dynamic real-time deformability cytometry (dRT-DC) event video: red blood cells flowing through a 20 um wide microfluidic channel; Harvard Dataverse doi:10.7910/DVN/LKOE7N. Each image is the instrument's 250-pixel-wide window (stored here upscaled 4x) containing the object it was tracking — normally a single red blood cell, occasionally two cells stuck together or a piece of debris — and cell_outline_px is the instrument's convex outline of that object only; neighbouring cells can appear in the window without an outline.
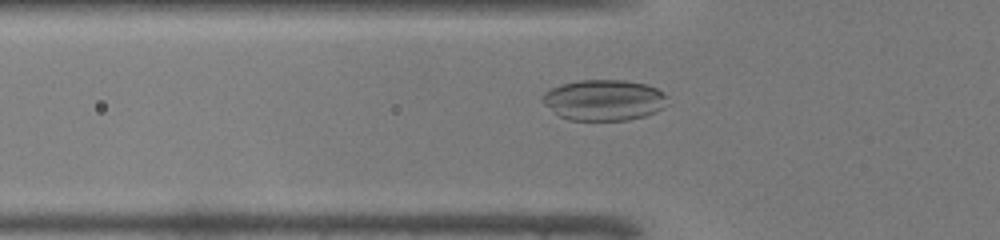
{"species": "common noctule bat (a hibernating species)", "species_latin": "Nyctalus noctula", "temperature_condition": "warm", "stored_images_in_passage": 36, "camera_frame_rate_fps": 3000, "um_per_image_px": 0.085, "animal": {"sex": "male", "body_mass_g": 19.0, "forearm_length_mm": 50.8}, "frame": {"image": 1, "passage_image": 5, "time_ms": 1.333, "image_size_px": [1000, 240], "cell_outline_px": [[668, 104], [664, 108], [656, 112], [644, 116], [628, 120], [568, 120], [560, 116], [544, 104], [540, 100], [540, 96], [544, 92], [560, 84], [580, 80], [624, 80], [644, 84], [656, 88], [668, 96]], "centroid_in_image_um": [51.34, 8.51], "position_along_channel_um": 74.5, "area_um2": 30.0}}
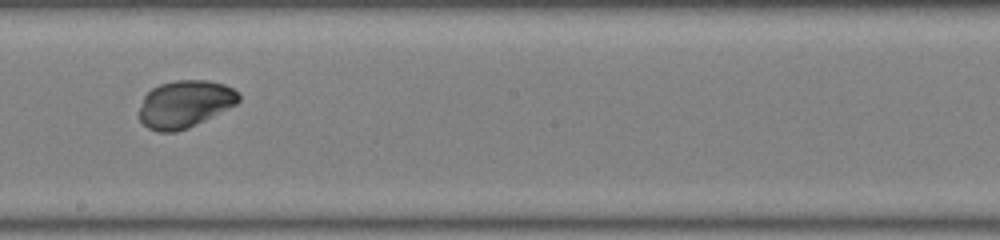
{"frame": {"image": 2, "passage_image": 16, "time_ms": 5.0, "image_size_px": [1000, 240], "cell_outline_px": [[240, 100], [236, 104], [188, 128], [176, 132], [160, 132], [148, 128], [140, 120], [140, 108], [144, 96], [152, 88], [160, 84], [176, 80], [208, 80], [224, 84], [240, 92]], "centroid_in_image_um": [15.72, 8.83], "position_along_channel_um": 232.5, "area_um2": 27.28}}
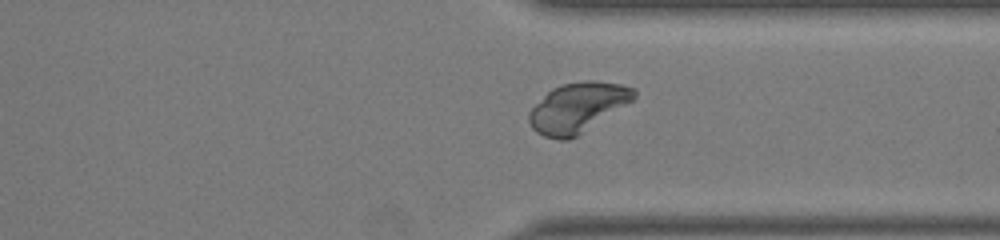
{"frame": {"image": 3, "passage_image": 25, "time_ms": 8.0, "image_size_px": [1000, 240], "cell_outline_px": [[636, 96], [632, 100], [576, 136], [568, 140], [560, 140], [544, 136], [536, 132], [532, 128], [528, 120], [528, 112], [552, 88], [564, 84], [584, 80], [592, 80], [620, 84], [636, 88]], "centroid_in_image_um": [49.07, 9.13], "position_along_channel_um": 362.3, "area_um2": 29.88}, "authors_computed_cell_mechanics": {"area_um2": 28.8133, "velocity_mm_per_s": 4.305, "shape_relaxation_time_tau1_ms": 1.721, "shape_relaxation_time_tau2_ms": null, "deformation_change_tau1": 0.0976, "deformation_change_tau2": null}}